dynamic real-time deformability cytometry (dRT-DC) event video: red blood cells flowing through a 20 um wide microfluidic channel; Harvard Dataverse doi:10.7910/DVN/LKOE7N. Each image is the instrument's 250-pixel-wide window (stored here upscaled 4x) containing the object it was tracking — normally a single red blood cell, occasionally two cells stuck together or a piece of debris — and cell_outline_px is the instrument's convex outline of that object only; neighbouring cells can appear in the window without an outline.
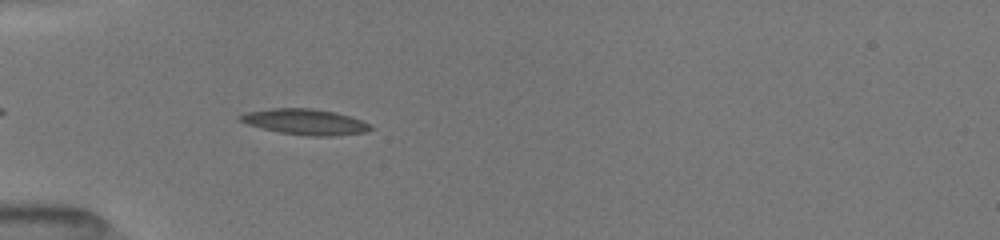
{"species": "common noctule bat (a hibernating species)", "species_latin": "Nyctalus noctula", "temperature_condition": "room temperature", "stored_images_in_passage": 33, "camera_frame_rate_fps": 3000, "um_per_image_px": 0.085, "animal": {"sex": "female", "body_mass_g": 19.5, "forearm_length_mm": 54.1}, "frame": {"image": 1, "passage_image": 6, "time_ms": 1.333, "image_size_px": [1000, 240], "cell_outline_px": [[372, 128], [364, 132], [332, 136], [308, 136], [280, 132], [248, 124], [240, 120], [240, 116], [248, 112], [272, 108], [308, 108], [332, 112], [348, 116], [360, 120], [368, 124]], "centroid_in_image_um": [25.93, 10.36], "position_along_channel_um": 59.1, "area_um2": 18.9}}
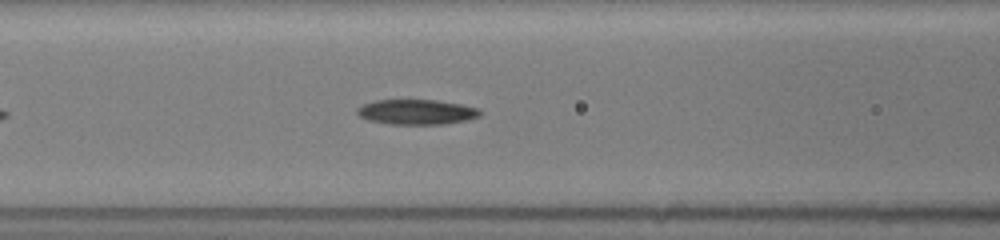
{"frame": {"image": 2, "passage_image": 15, "time_ms": 3.333, "image_size_px": [1000, 240], "cell_outline_px": [[480, 116], [468, 120], [444, 124], [392, 124], [368, 120], [360, 116], [356, 112], [364, 104], [376, 100], [436, 100], [460, 104], [476, 108], [480, 112]], "centroid_in_image_um": [35.42, 9.52], "position_along_channel_um": 131.2, "area_um2": 17.69}}
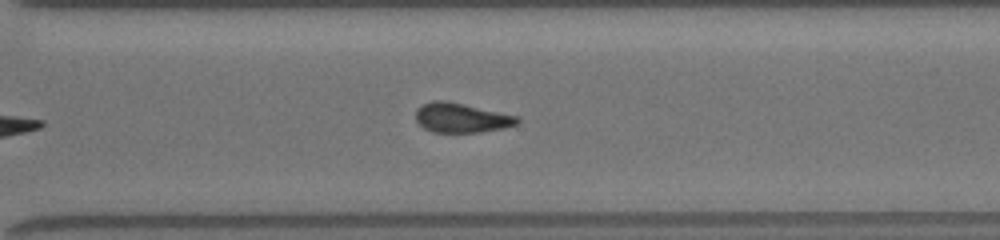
{"frame": {"image": 3, "passage_image": 30, "time_ms": 8.333, "image_size_px": [1000, 240], "cell_outline_px": [[520, 120], [516, 124], [504, 128], [480, 132], [432, 132], [424, 128], [416, 120], [416, 108], [432, 100], [448, 100], [520, 116]], "centroid_in_image_um": [39.23, 10.0], "position_along_channel_um": 331.4, "area_um2": 17.69}}